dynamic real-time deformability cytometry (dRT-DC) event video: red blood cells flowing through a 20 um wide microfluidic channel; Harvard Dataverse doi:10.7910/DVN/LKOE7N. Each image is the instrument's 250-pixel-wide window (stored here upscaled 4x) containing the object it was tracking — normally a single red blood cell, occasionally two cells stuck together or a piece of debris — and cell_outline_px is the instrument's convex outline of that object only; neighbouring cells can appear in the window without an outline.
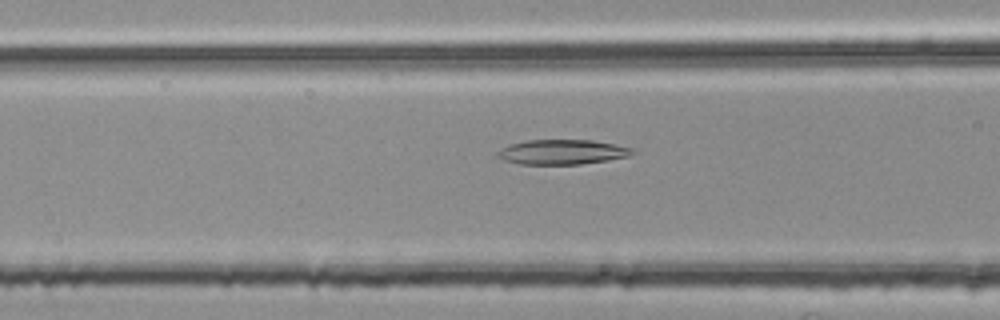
{"species": "common noctule bat (a hibernating species)", "species_latin": "Nyctalus noctula", "temperature_condition": "room temperature", "stored_images_in_passage": 38, "camera_frame_rate_fps": 3000, "um_per_image_px": 0.085, "animal": {"sex": "female", "body_mass_g": 25.1}, "frame": {"image": 1, "passage_image": 11, "time_ms": 3.333, "image_size_px": [1000, 320], "cell_outline_px": [[636, 152], [628, 156], [608, 160], [580, 164], [520, 164], [504, 160], [496, 156], [496, 152], [512, 144], [528, 140], [592, 140], [636, 148]], "centroid_in_image_um": [47.84, 12.92], "position_along_channel_um": 118.8, "area_um2": 19.42}}
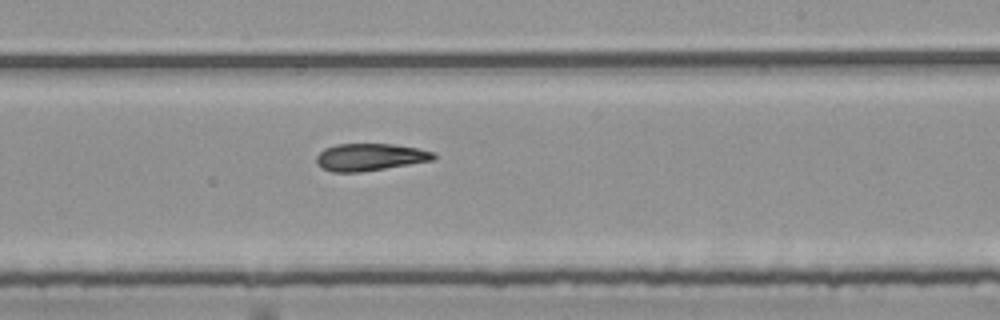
{"frame": {"image": 2, "passage_image": 22, "time_ms": 7.0, "image_size_px": [1000, 320], "cell_outline_px": [[436, 160], [360, 172], [332, 172], [320, 168], [316, 164], [316, 156], [324, 148], [336, 144], [392, 144], [416, 148], [436, 152]], "centroid_in_image_um": [31.44, 13.36], "position_along_channel_um": 257.6, "area_um2": 18.79}}
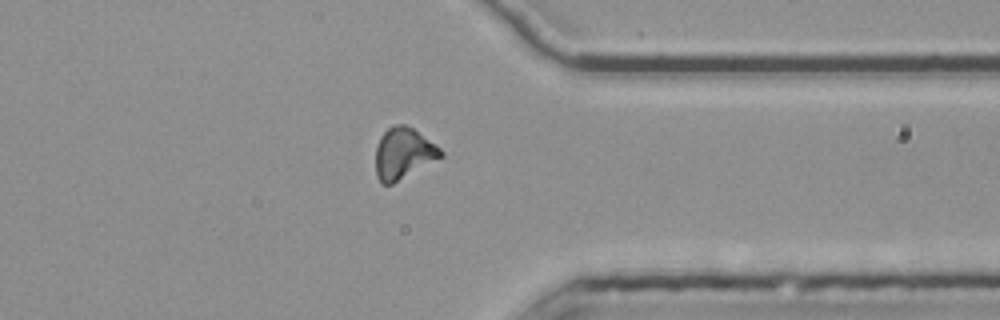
{"frame": {"image": 3, "passage_image": 32, "time_ms": 10.333, "image_size_px": [1000, 320], "cell_outline_px": [[444, 156], [392, 184], [380, 184], [376, 176], [376, 148], [380, 136], [388, 128], [396, 124], [404, 124], [412, 128], [440, 148], [444, 152]], "centroid_in_image_um": [34.27, 13.05], "position_along_channel_um": 377.1, "area_um2": 19.31}, "authors_computed_cell_mechanics": {"area_um2": 19.1607, "velocity_mm_per_s": 3.7839, "shape_relaxation_time_tau1_ms": null, "shape_relaxation_time_tau2_ms": 5.521, "deformation_change_tau1": null, "deformation_change_tau2": 0.1444}}